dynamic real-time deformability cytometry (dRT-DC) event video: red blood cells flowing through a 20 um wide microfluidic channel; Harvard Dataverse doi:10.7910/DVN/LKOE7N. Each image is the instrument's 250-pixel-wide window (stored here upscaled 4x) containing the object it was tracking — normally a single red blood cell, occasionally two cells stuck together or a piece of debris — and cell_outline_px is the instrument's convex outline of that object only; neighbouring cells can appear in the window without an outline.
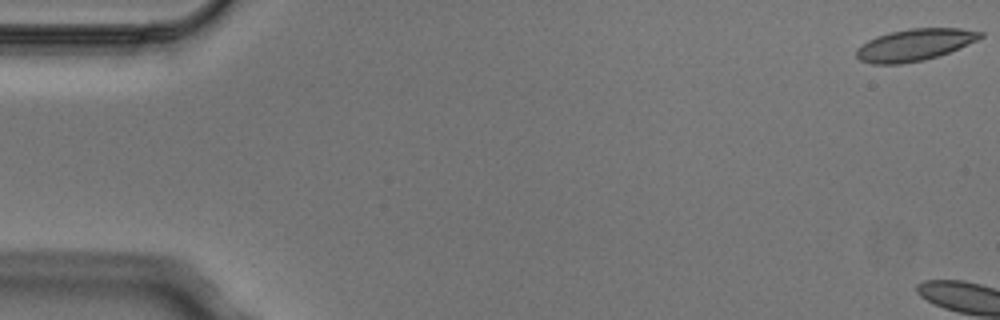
{"species": "Egyptian fruit bat (a non-hibernating species)", "species_latin": "Rousettus aegyptiacus", "temperature_condition": "cold", "stored_images_in_passage": 6, "camera_frame_rate_fps": 3000, "um_per_image_px": 0.085, "animal": {"sex": "male"}, "frame": {"image": 1, "passage_image": 1, "time_ms": 0.0, "image_size_px": [1000, 320], "cell_outline_px": [[984, 36], [968, 44], [948, 52], [924, 60], [900, 64], [872, 64], [860, 60], [856, 56], [856, 48], [868, 40], [876, 36], [908, 28], [960, 28], [984, 32]], "centroid_in_image_um": [77.72, 3.81], "position_along_channel_um": 7.3, "area_um2": 22.89}}